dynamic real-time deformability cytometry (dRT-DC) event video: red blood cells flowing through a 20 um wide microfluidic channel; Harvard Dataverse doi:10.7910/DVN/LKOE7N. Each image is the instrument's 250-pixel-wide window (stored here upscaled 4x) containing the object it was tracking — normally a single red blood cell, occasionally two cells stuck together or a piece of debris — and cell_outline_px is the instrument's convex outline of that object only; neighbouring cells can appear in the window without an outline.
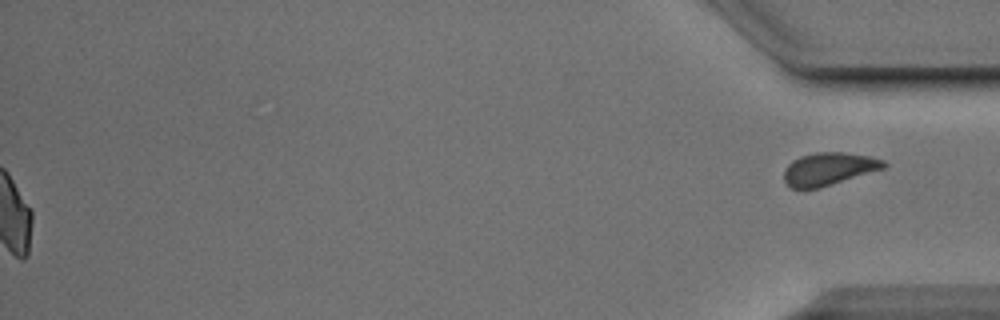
{"species": "Egyptian fruit bat (a non-hibernating species)", "species_latin": "Rousettus aegyptiacus", "temperature_condition": "cold", "stored_images_in_passage": 38, "segment_of_instrument_passage": [2, 2], "camera_frame_rate_fps": 3000, "um_per_image_px": 0.085, "animal": {"sex": "male"}, "frame": {"image": 1, "passage_image": 38, "time_ms": 12.333, "image_size_px": [1000, 320], "cell_outline_px": [[888, 164], [884, 168], [820, 188], [804, 192], [792, 188], [784, 180], [784, 168], [792, 160], [800, 156], [816, 152], [844, 152], [868, 156], [884, 160]], "centroid_in_image_um": [70.39, 14.38], "position_along_channel_um": 364.8, "area_um2": 19.36}}